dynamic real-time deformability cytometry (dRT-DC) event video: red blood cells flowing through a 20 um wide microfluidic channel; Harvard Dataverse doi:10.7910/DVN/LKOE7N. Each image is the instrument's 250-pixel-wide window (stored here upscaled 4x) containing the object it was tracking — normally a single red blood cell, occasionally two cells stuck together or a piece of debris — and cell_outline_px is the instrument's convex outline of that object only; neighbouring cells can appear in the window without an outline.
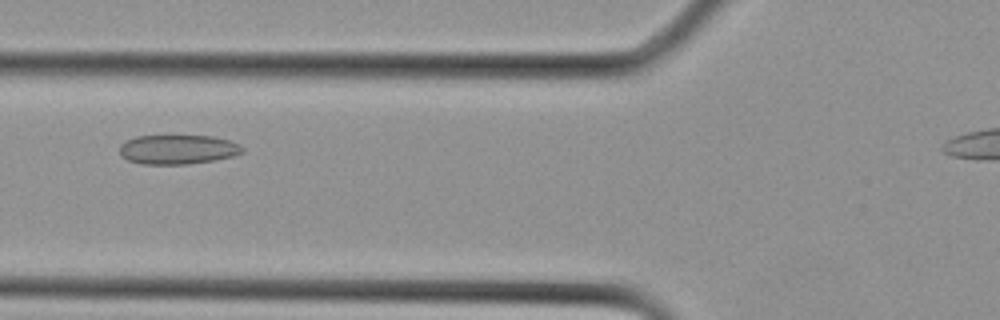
{"species": "Egyptian fruit bat (a non-hibernating species)", "species_latin": "Rousettus aegyptiacus", "temperature_condition": "cold", "stored_images_in_passage": 22, "camera_frame_rate_fps": 3000, "um_per_image_px": 0.085, "animal": {"sex": "female"}, "frame": {"image": 1, "passage_image": 6, "time_ms": 1.667, "image_size_px": [1000, 320], "cell_outline_px": [[244, 152], [232, 156], [216, 160], [188, 164], [144, 164], [128, 160], [120, 156], [120, 144], [136, 136], [212, 136], [228, 140], [240, 144], [244, 148]], "centroid_in_image_um": [15.13, 12.71], "position_along_channel_um": 110.7, "area_um2": 21.04}}
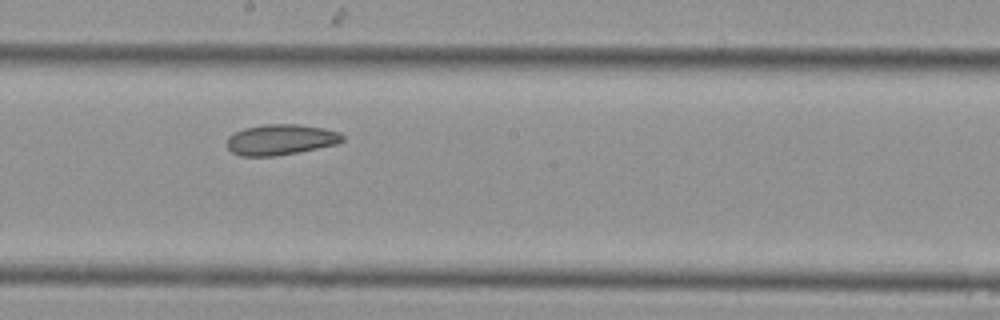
{"frame": {"image": 2, "passage_image": 11, "time_ms": 3.333, "image_size_px": [1000, 320], "cell_outline_px": [[344, 140], [336, 144], [276, 156], [240, 156], [232, 152], [228, 148], [228, 136], [244, 128], [264, 124], [296, 124], [324, 128], [340, 132], [344, 136]], "centroid_in_image_um": [23.86, 11.86], "position_along_channel_um": 224.3, "area_um2": 20.52}}
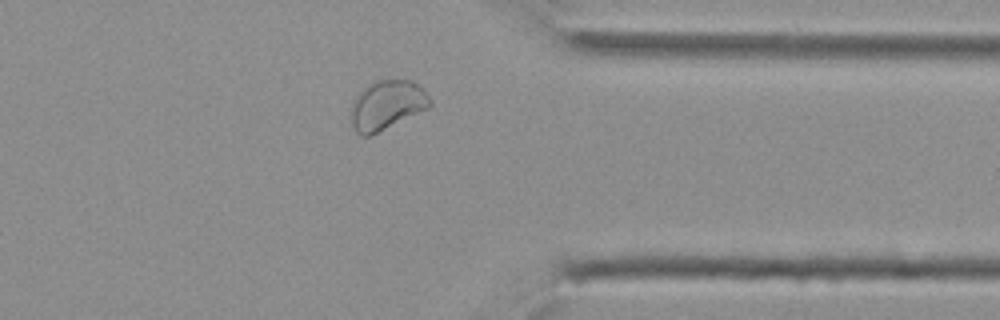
{"frame": {"image": 3, "passage_image": 18, "time_ms": 5.667, "image_size_px": [1000, 320], "cell_outline_px": [[432, 104], [428, 108], [368, 136], [360, 136], [356, 132], [348, 116], [352, 100], [368, 84], [376, 80], [412, 80], [432, 100]], "centroid_in_image_um": [32.82, 8.93], "position_along_channel_um": 378.6, "area_um2": 22.54}}